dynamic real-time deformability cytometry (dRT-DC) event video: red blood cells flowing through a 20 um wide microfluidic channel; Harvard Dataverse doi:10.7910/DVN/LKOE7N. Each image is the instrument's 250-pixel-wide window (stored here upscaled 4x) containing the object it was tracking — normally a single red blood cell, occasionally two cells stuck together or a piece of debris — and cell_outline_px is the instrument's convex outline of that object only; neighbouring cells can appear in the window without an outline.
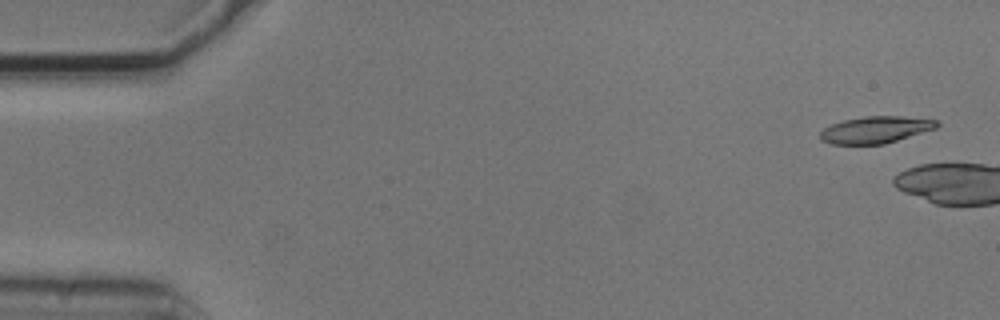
{"species": "common noctule bat (a hibernating species)", "species_latin": "Nyctalus noctula", "temperature_condition": "cold", "stored_images_in_passage": 3, "camera_frame_rate_fps": 3000, "um_per_image_px": 0.085, "animal": {"sex": "male", "body_mass_g": 20.5, "forearm_length_mm": 52.5}, "frame": {"image": 1, "passage_image": 1, "time_ms": 0.0, "image_size_px": [1000, 320], "cell_outline_px": [[940, 124], [936, 128], [884, 144], [832, 144], [820, 140], [820, 132], [824, 128], [832, 124], [844, 120], [864, 116], [904, 116], [936, 120]], "centroid_in_image_um": [74.41, 11.02], "position_along_channel_um": 10.6, "area_um2": 18.15}}